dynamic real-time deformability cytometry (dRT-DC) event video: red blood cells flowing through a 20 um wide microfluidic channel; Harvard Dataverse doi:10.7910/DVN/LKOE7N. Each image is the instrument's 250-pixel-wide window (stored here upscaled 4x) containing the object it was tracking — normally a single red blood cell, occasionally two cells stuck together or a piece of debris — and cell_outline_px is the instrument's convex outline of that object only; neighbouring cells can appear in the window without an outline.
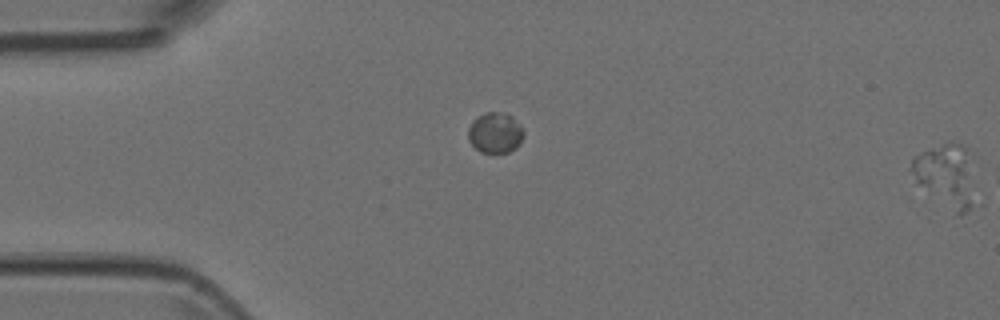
{"species": "Egyptian fruit bat (a non-hibernating species)", "species_latin": "Rousettus aegyptiacus", "temperature_condition": "room temperature", "stored_images_in_passage": 2, "segment_of_instrument_passage": [2, 2], "camera_frame_rate_fps": 3000, "um_per_image_px": 0.085, "animal": {"sex": "female"}, "frame": {"image": 1, "passage_image": 2, "time_ms": 0.333, "image_size_px": [1000, 320], "cell_outline_px": [[984, 204], [960, 216], [916, 180], [908, 168], [912, 156], [932, 148], [944, 144], [960, 144], [964, 148]], "centroid_in_image_um": [80.57, 15.03], "position_along_channel_um": 4.4, "area_um2": 23.81}}